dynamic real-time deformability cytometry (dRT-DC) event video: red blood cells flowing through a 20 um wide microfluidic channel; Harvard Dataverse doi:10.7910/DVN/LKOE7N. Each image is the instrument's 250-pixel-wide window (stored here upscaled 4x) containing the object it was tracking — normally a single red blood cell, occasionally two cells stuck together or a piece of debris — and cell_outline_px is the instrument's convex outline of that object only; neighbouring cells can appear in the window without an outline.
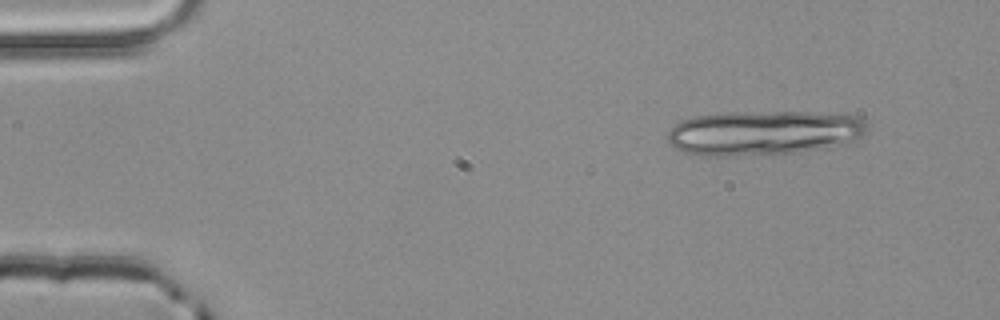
{"species": "common noctule bat (a hibernating species)", "species_latin": "Nyctalus noctula", "temperature_condition": "room temperature", "stored_images_in_passage": 2, "camera_frame_rate_fps": 3000, "um_per_image_px": 0.085, "animal": {"sex": "male", "body_mass_g": 20.4}, "frame": {"image": 1, "passage_image": 1, "time_ms": 0.0, "image_size_px": [1000, 320], "cell_outline_px": [[868, 128], [852, 144], [828, 148], [792, 152], [724, 156], [708, 156], [684, 152], [676, 148], [668, 140], [668, 132], [680, 120], [692, 116], [728, 112], [816, 112], [864, 116], [868, 124]], "centroid_in_image_um": [65.0, 11.27], "position_along_channel_um": 20.0, "area_um2": 52.42}}